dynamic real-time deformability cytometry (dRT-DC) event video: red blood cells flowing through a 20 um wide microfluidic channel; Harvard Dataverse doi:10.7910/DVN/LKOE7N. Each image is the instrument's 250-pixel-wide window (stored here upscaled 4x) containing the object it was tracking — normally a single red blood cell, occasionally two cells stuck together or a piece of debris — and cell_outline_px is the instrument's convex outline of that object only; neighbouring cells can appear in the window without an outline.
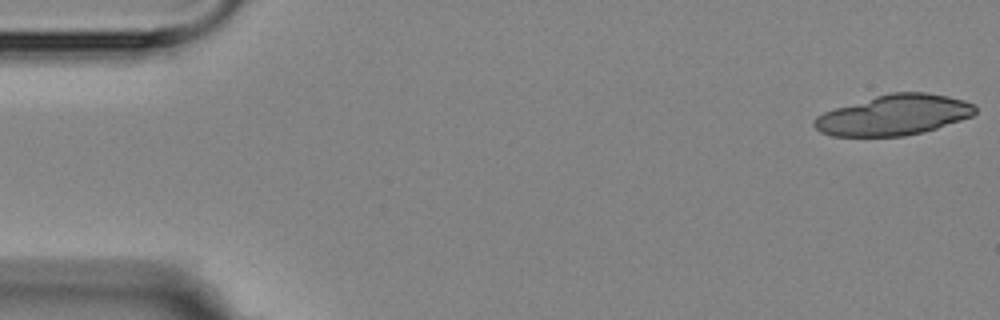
{"species": "Egyptian fruit bat (a non-hibernating species)", "species_latin": "Rousettus aegyptiacus", "temperature_condition": "room temperature", "stored_images_in_passage": 7, "camera_frame_rate_fps": 3000, "um_per_image_px": 0.085, "animal": {"sex": "female"}, "frame": {"image": 1, "passage_image": 1, "time_ms": 0.0, "image_size_px": [1000, 320], "cell_outline_px": [[976, 112], [972, 116], [924, 132], [904, 136], [832, 136], [820, 132], [812, 124], [812, 120], [816, 116], [824, 112], [836, 108], [876, 96], [892, 92], [924, 92], [948, 96], [964, 100], [972, 104], [976, 108]], "centroid_in_image_um": [75.96, 9.78], "position_along_channel_um": 9.0, "area_um2": 37.69}}
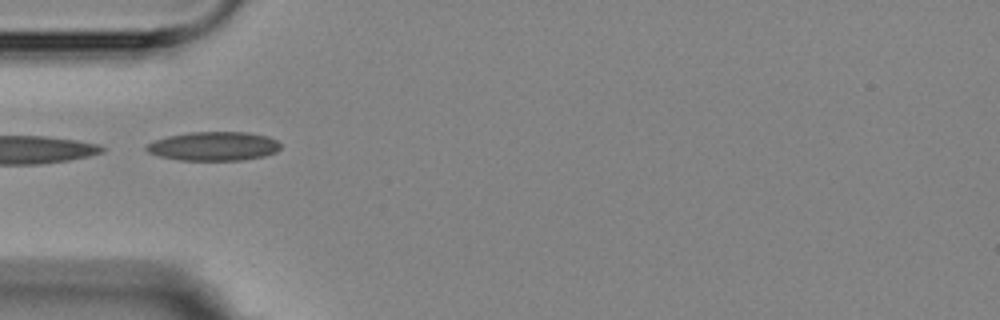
{"frame": {"image": 2, "passage_image": 5, "time_ms": 5.333, "image_size_px": [1000, 320], "cell_outline_px": [[280, 148], [276, 152], [264, 156], [244, 160], [180, 160], [160, 156], [148, 152], [144, 148], [148, 144], [156, 140], [168, 136], [188, 132], [248, 132], [268, 136], [276, 140], [280, 144]], "centroid_in_image_um": [18.19, 12.42], "position_along_channel_um": 66.8, "area_um2": 22.6}}
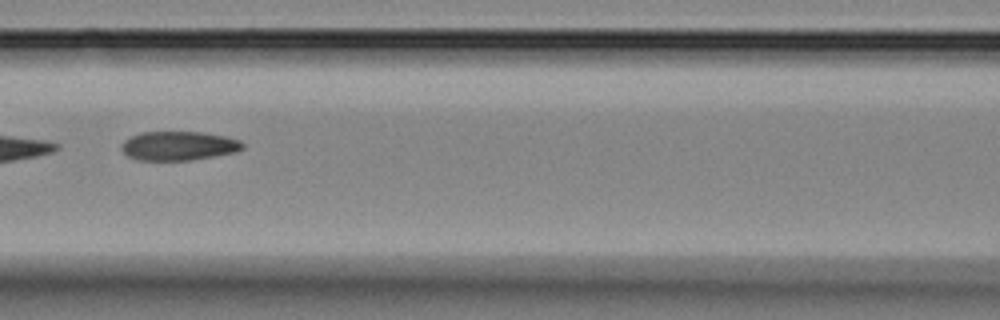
{"frame": {"image": 3, "passage_image": 7, "time_ms": 7.667, "image_size_px": [1000, 320], "cell_outline_px": [[244, 148], [236, 152], [192, 160], [136, 160], [128, 156], [120, 148], [120, 144], [124, 140], [140, 132], [204, 132], [224, 136], [240, 140], [244, 144]], "centroid_in_image_um": [15.17, 12.39], "position_along_channel_um": 151.4, "area_um2": 20.63}}